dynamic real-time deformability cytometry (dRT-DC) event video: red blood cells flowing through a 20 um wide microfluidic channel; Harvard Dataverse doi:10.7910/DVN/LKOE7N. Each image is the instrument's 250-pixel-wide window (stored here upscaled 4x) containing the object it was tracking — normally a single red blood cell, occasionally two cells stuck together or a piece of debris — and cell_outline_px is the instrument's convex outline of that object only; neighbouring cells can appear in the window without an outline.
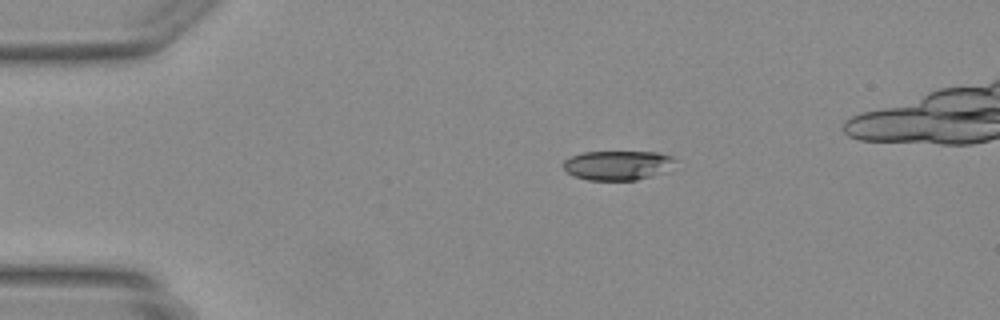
{"species": "Egyptian fruit bat (a non-hibernating species)", "species_latin": "Rousettus aegyptiacus", "temperature_condition": "warm", "stored_images_in_passage": 18, "camera_frame_rate_fps": 3000, "um_per_image_px": 0.085, "animal": {"sex": "female"}, "frame": {"image": 1, "passage_image": 1, "time_ms": 0.0, "image_size_px": [1000, 320], "cell_outline_px": [[676, 160], [652, 176], [636, 180], [588, 180], [576, 176], [568, 172], [564, 168], [564, 160], [572, 156], [584, 152], [656, 152], [672, 156]], "centroid_in_image_um": [52.43, 14.04], "position_along_channel_um": 32.6, "area_um2": 18.61}}
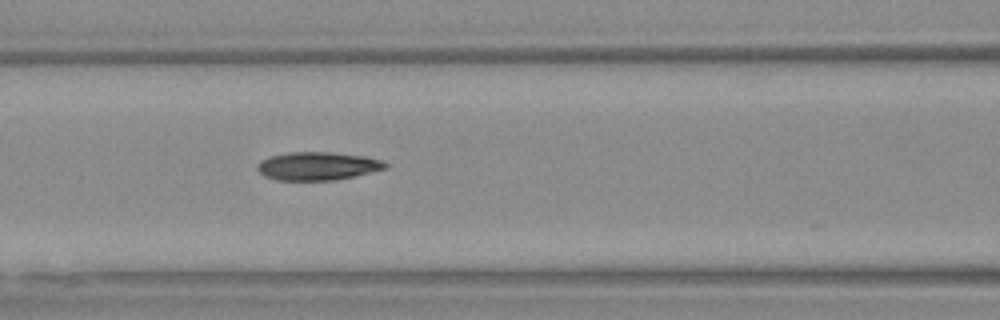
{"frame": {"image": 2, "passage_image": 12, "time_ms": 3.667, "image_size_px": [1000, 320], "cell_outline_px": [[388, 168], [336, 180], [276, 180], [264, 176], [256, 168], [256, 164], [260, 160], [272, 156], [292, 152], [332, 152], [364, 156], [384, 160], [388, 164]], "centroid_in_image_um": [27.01, 14.11], "position_along_channel_um": 139.6, "area_um2": 21.1}}
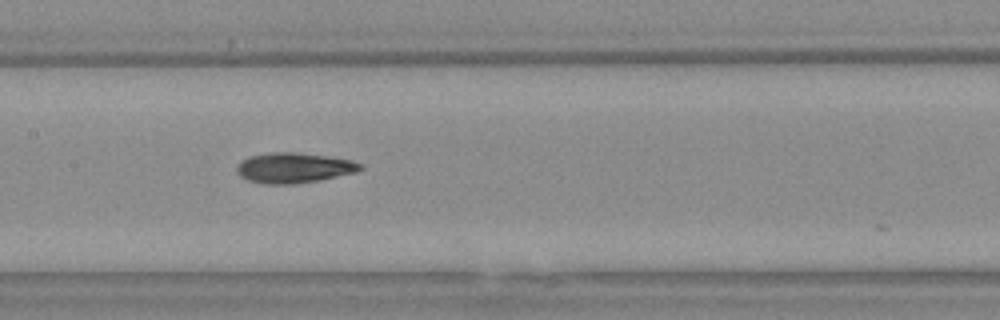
{"frame": {"image": 3, "passage_image": 15, "time_ms": 4.667, "image_size_px": [1000, 320], "cell_outline_px": [[364, 168], [356, 172], [320, 180], [296, 184], [264, 184], [248, 180], [240, 176], [236, 172], [236, 168], [240, 160], [248, 156], [272, 152], [296, 152], [352, 160], [364, 164]], "centroid_in_image_um": [24.97, 14.27], "position_along_channel_um": 182.4, "area_um2": 21.96}}